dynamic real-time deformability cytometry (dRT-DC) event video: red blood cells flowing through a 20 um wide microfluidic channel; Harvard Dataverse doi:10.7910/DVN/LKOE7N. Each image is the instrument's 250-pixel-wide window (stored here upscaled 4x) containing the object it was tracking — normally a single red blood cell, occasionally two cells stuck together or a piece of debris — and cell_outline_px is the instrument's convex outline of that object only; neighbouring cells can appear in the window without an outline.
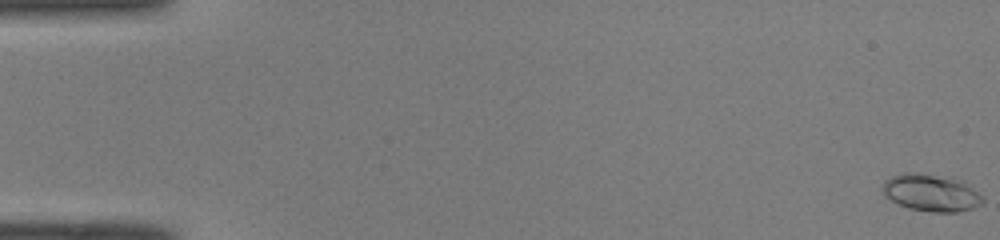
{"species": "common noctule bat (a hibernating species)", "species_latin": "Nyctalus noctula", "temperature_condition": "room temperature", "stored_images_in_passage": 52, "camera_frame_rate_fps": 3000, "um_per_image_px": 0.085, "animal": {"sex": "male", "body_mass_g": 19.0, "forearm_length_mm": 50.8}, "frame": {"image": 1, "passage_image": 1, "time_ms": 0.0, "image_size_px": [1000, 240], "cell_outline_px": [[984, 204], [972, 208], [956, 212], [932, 212], [908, 208], [884, 196], [880, 192], [880, 188], [884, 180], [892, 176], [904, 172], [912, 172], [952, 176], [964, 180], [984, 196]], "centroid_in_image_um": [79.17, 16.36], "position_along_channel_um": 5.8, "area_um2": 22.43}}
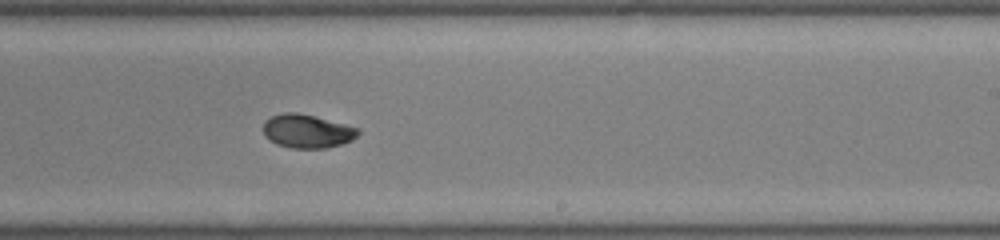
{"frame": {"image": 2, "passage_image": 32, "time_ms": 10.333, "image_size_px": [1000, 240], "cell_outline_px": [[360, 132], [352, 140], [340, 144], [324, 148], [292, 148], [276, 144], [268, 140], [264, 136], [264, 120], [272, 116], [284, 112], [296, 112], [360, 128]], "centroid_in_image_um": [26.07, 11.15], "position_along_channel_um": 262.9, "area_um2": 18.44}}
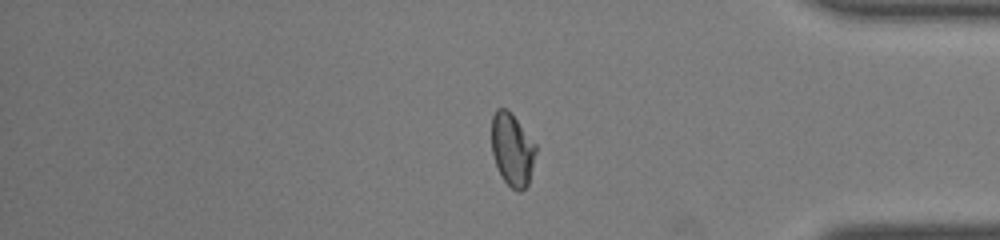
{"frame": {"image": 3, "passage_image": 43, "time_ms": 14.0, "image_size_px": [1000, 240], "cell_outline_px": [[536, 152], [528, 184], [520, 192], [516, 192], [504, 180], [496, 164], [492, 152], [492, 116], [496, 108], [504, 108], [516, 120], [536, 144]], "centroid_in_image_um": [43.54, 12.73], "position_along_channel_um": 391.7, "area_um2": 18.32}, "authors_computed_cell_mechanics": {"area_um2": 18.9295, "velocity_mm_per_s": 4.0749, "shape_relaxation_time_tau1_ms": 6.3573, "shape_relaxation_time_tau2_ms": 3.3376, "deformation_change_tau1": 0.2044, "deformation_change_tau2": 0.0548}}